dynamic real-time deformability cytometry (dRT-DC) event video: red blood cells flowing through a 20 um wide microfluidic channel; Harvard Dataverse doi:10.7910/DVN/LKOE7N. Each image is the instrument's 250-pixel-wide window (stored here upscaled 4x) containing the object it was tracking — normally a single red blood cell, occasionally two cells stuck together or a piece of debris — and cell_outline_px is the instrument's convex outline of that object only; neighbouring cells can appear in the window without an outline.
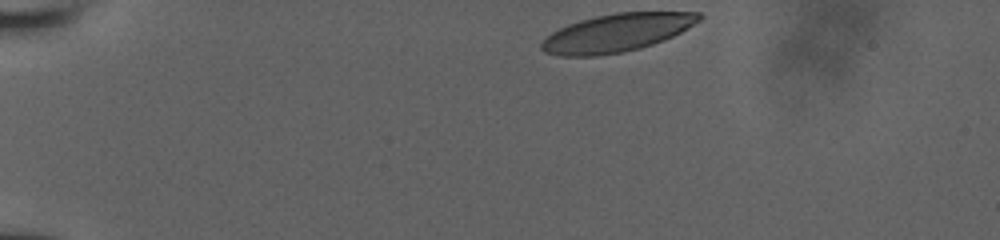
{"species": "human", "species_latin": "Homo sapiens", "temperature_condition": "room temperature", "stored_images_in_passage": 30, "camera_frame_rate_fps": 3000, "um_per_image_px": 0.085, "donor": {"sex": "male"}, "frame": {"image": 1, "passage_image": 1, "time_ms": 0.0, "image_size_px": [1000, 240], "cell_outline_px": [[704, 16], [700, 20], [688, 28], [664, 40], [640, 48], [624, 52], [596, 56], [556, 56], [544, 52], [540, 48], [540, 44], [552, 32], [568, 24], [580, 20], [596, 16], [616, 12], [700, 12]], "centroid_in_image_um": [52.42, 2.79], "position_along_channel_um": 32.6, "area_um2": 34.91}}
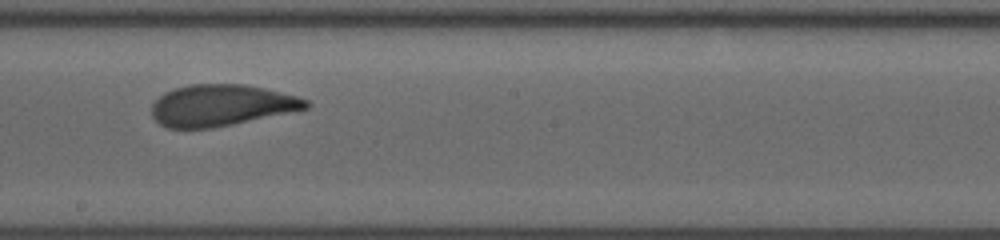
{"frame": {"image": 2, "passage_image": 18, "time_ms": 7.0, "image_size_px": [1000, 240], "cell_outline_px": [[312, 104], [308, 108], [232, 124], [212, 128], [168, 128], [160, 124], [152, 116], [152, 104], [164, 92], [176, 88], [192, 84], [244, 84], [264, 88], [296, 96], [308, 100]], "centroid_in_image_um": [18.79, 8.95], "position_along_channel_um": 229.4, "area_um2": 36.93}}
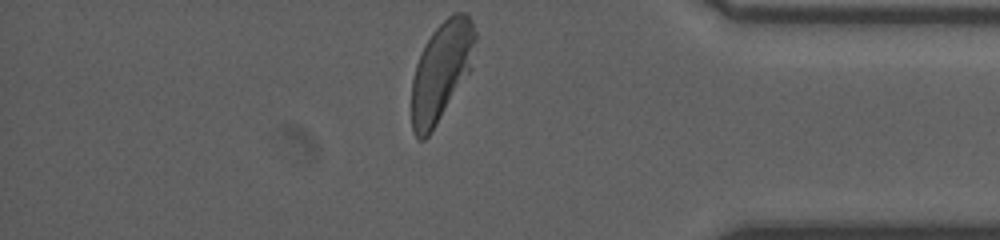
{"frame": {"image": 3, "passage_image": 30, "time_ms": 11.667, "image_size_px": [1000, 240], "cell_outline_px": [[476, 36], [472, 68], [436, 124], [428, 136], [424, 140], [420, 140], [412, 132], [412, 80], [416, 64], [432, 32], [452, 12], [464, 12], [472, 20], [476, 32]], "centroid_in_image_um": [37.53, 6.03], "position_along_channel_um": 397.7, "area_um2": 36.36}}